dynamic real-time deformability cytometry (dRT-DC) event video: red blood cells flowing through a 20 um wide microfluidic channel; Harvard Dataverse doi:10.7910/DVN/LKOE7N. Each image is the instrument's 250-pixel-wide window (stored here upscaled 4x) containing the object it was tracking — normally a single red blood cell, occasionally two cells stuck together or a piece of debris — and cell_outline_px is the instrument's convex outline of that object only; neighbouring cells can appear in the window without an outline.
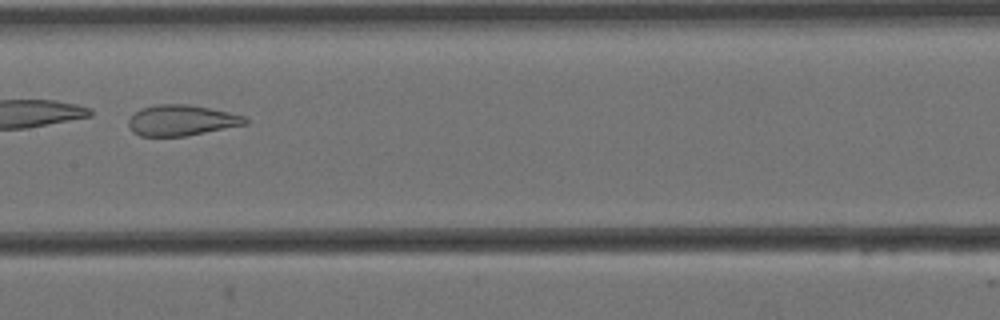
{"species": "Egyptian fruit bat (a non-hibernating species)", "species_latin": "Rousettus aegyptiacus", "temperature_condition": "cold", "stored_images_in_passage": 9, "camera_frame_rate_fps": 3000, "um_per_image_px": 0.085, "animal": {"sex": "female"}, "frame": {"image": 1, "passage_image": 4, "time_ms": 1.0, "image_size_px": [1000, 320], "cell_outline_px": [[248, 124], [184, 136], [140, 136], [132, 132], [128, 124], [128, 120], [140, 108], [156, 104], [188, 104], [228, 112], [244, 116], [248, 120]], "centroid_in_image_um": [15.41, 10.23], "position_along_channel_um": 192.0, "area_um2": 20.81}}